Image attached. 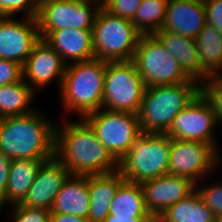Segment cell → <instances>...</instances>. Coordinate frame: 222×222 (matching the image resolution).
Listing matches in <instances>:
<instances>
[{"instance_id":"6da1fadb","label":"cell","mask_w":222,"mask_h":222,"mask_svg":"<svg viewBox=\"0 0 222 222\" xmlns=\"http://www.w3.org/2000/svg\"><path fill=\"white\" fill-rule=\"evenodd\" d=\"M66 120L61 127L56 125L55 157L71 175H103L119 170V161L84 119Z\"/></svg>"},{"instance_id":"7a4b0ae2","label":"cell","mask_w":222,"mask_h":222,"mask_svg":"<svg viewBox=\"0 0 222 222\" xmlns=\"http://www.w3.org/2000/svg\"><path fill=\"white\" fill-rule=\"evenodd\" d=\"M55 124L36 109L29 114L1 118L0 150L11 160H49L55 156Z\"/></svg>"},{"instance_id":"3957f363","label":"cell","mask_w":222,"mask_h":222,"mask_svg":"<svg viewBox=\"0 0 222 222\" xmlns=\"http://www.w3.org/2000/svg\"><path fill=\"white\" fill-rule=\"evenodd\" d=\"M106 61L94 58L66 66L60 88L61 103L80 118L103 108Z\"/></svg>"},{"instance_id":"277c9868","label":"cell","mask_w":222,"mask_h":222,"mask_svg":"<svg viewBox=\"0 0 222 222\" xmlns=\"http://www.w3.org/2000/svg\"><path fill=\"white\" fill-rule=\"evenodd\" d=\"M199 94V82L146 87L138 113L142 133L166 134L174 117Z\"/></svg>"},{"instance_id":"5b68a950","label":"cell","mask_w":222,"mask_h":222,"mask_svg":"<svg viewBox=\"0 0 222 222\" xmlns=\"http://www.w3.org/2000/svg\"><path fill=\"white\" fill-rule=\"evenodd\" d=\"M171 138L167 134L142 133L119 161L125 181L141 184L168 174Z\"/></svg>"},{"instance_id":"8992f818","label":"cell","mask_w":222,"mask_h":222,"mask_svg":"<svg viewBox=\"0 0 222 222\" xmlns=\"http://www.w3.org/2000/svg\"><path fill=\"white\" fill-rule=\"evenodd\" d=\"M141 34L131 20L98 10L92 28L95 58L106 62L133 59Z\"/></svg>"},{"instance_id":"52a82bcc","label":"cell","mask_w":222,"mask_h":222,"mask_svg":"<svg viewBox=\"0 0 222 222\" xmlns=\"http://www.w3.org/2000/svg\"><path fill=\"white\" fill-rule=\"evenodd\" d=\"M132 61L147 87L196 81L183 71L155 35H141Z\"/></svg>"},{"instance_id":"ba28073f","label":"cell","mask_w":222,"mask_h":222,"mask_svg":"<svg viewBox=\"0 0 222 222\" xmlns=\"http://www.w3.org/2000/svg\"><path fill=\"white\" fill-rule=\"evenodd\" d=\"M146 87L132 60L107 62L103 108L138 114Z\"/></svg>"},{"instance_id":"9c48e42d","label":"cell","mask_w":222,"mask_h":222,"mask_svg":"<svg viewBox=\"0 0 222 222\" xmlns=\"http://www.w3.org/2000/svg\"><path fill=\"white\" fill-rule=\"evenodd\" d=\"M99 141L120 161L142 134L138 114L101 108L83 118Z\"/></svg>"},{"instance_id":"30bf717a","label":"cell","mask_w":222,"mask_h":222,"mask_svg":"<svg viewBox=\"0 0 222 222\" xmlns=\"http://www.w3.org/2000/svg\"><path fill=\"white\" fill-rule=\"evenodd\" d=\"M100 8L101 0H41L37 16L39 30H92Z\"/></svg>"},{"instance_id":"8fae6325","label":"cell","mask_w":222,"mask_h":222,"mask_svg":"<svg viewBox=\"0 0 222 222\" xmlns=\"http://www.w3.org/2000/svg\"><path fill=\"white\" fill-rule=\"evenodd\" d=\"M219 165L218 150L213 145L171 138L168 174L200 184L199 181L215 172Z\"/></svg>"},{"instance_id":"7c38bea8","label":"cell","mask_w":222,"mask_h":222,"mask_svg":"<svg viewBox=\"0 0 222 222\" xmlns=\"http://www.w3.org/2000/svg\"><path fill=\"white\" fill-rule=\"evenodd\" d=\"M218 122L208 102L199 93L193 101L181 110L173 119L166 133L170 138L179 140L209 143L218 150L219 163L221 157L218 142L215 141L213 129ZM215 127V128H214Z\"/></svg>"},{"instance_id":"4fadbf2b","label":"cell","mask_w":222,"mask_h":222,"mask_svg":"<svg viewBox=\"0 0 222 222\" xmlns=\"http://www.w3.org/2000/svg\"><path fill=\"white\" fill-rule=\"evenodd\" d=\"M0 16V58L23 66L41 39L37 18Z\"/></svg>"},{"instance_id":"5bb4252c","label":"cell","mask_w":222,"mask_h":222,"mask_svg":"<svg viewBox=\"0 0 222 222\" xmlns=\"http://www.w3.org/2000/svg\"><path fill=\"white\" fill-rule=\"evenodd\" d=\"M66 66L62 57L41 38L22 66V79L34 92L57 79L60 90Z\"/></svg>"},{"instance_id":"9a60e30c","label":"cell","mask_w":222,"mask_h":222,"mask_svg":"<svg viewBox=\"0 0 222 222\" xmlns=\"http://www.w3.org/2000/svg\"><path fill=\"white\" fill-rule=\"evenodd\" d=\"M145 205L153 217H160L178 201L195 191L189 178L166 174L141 183Z\"/></svg>"},{"instance_id":"2e32d148","label":"cell","mask_w":222,"mask_h":222,"mask_svg":"<svg viewBox=\"0 0 222 222\" xmlns=\"http://www.w3.org/2000/svg\"><path fill=\"white\" fill-rule=\"evenodd\" d=\"M69 170L54 156L43 162L24 200L20 203L30 208L50 210Z\"/></svg>"},{"instance_id":"e0dca14e","label":"cell","mask_w":222,"mask_h":222,"mask_svg":"<svg viewBox=\"0 0 222 222\" xmlns=\"http://www.w3.org/2000/svg\"><path fill=\"white\" fill-rule=\"evenodd\" d=\"M40 37L46 41L63 59L71 63L95 58L92 30L63 28L58 30H39Z\"/></svg>"},{"instance_id":"ac0fdd59","label":"cell","mask_w":222,"mask_h":222,"mask_svg":"<svg viewBox=\"0 0 222 222\" xmlns=\"http://www.w3.org/2000/svg\"><path fill=\"white\" fill-rule=\"evenodd\" d=\"M206 24L204 0H169L161 29L195 39Z\"/></svg>"},{"instance_id":"d6986e66","label":"cell","mask_w":222,"mask_h":222,"mask_svg":"<svg viewBox=\"0 0 222 222\" xmlns=\"http://www.w3.org/2000/svg\"><path fill=\"white\" fill-rule=\"evenodd\" d=\"M119 171L88 175V192L90 196L89 222H102L109 215V209L118 187L124 182Z\"/></svg>"},{"instance_id":"ffe728a7","label":"cell","mask_w":222,"mask_h":222,"mask_svg":"<svg viewBox=\"0 0 222 222\" xmlns=\"http://www.w3.org/2000/svg\"><path fill=\"white\" fill-rule=\"evenodd\" d=\"M89 208L88 176L70 175L58 192L50 212L87 219Z\"/></svg>"},{"instance_id":"44dd1931","label":"cell","mask_w":222,"mask_h":222,"mask_svg":"<svg viewBox=\"0 0 222 222\" xmlns=\"http://www.w3.org/2000/svg\"><path fill=\"white\" fill-rule=\"evenodd\" d=\"M46 160L13 159L10 165L6 194L0 199V211L7 206L20 204L27 195L35 176ZM1 213V212H0Z\"/></svg>"},{"instance_id":"7402d4cb","label":"cell","mask_w":222,"mask_h":222,"mask_svg":"<svg viewBox=\"0 0 222 222\" xmlns=\"http://www.w3.org/2000/svg\"><path fill=\"white\" fill-rule=\"evenodd\" d=\"M155 36L178 61L183 71L193 80L201 82V64L196 41L178 33L160 29Z\"/></svg>"},{"instance_id":"603a6c76","label":"cell","mask_w":222,"mask_h":222,"mask_svg":"<svg viewBox=\"0 0 222 222\" xmlns=\"http://www.w3.org/2000/svg\"><path fill=\"white\" fill-rule=\"evenodd\" d=\"M201 64V81L222 75V34L206 24L195 37Z\"/></svg>"},{"instance_id":"cb8c5ba5","label":"cell","mask_w":222,"mask_h":222,"mask_svg":"<svg viewBox=\"0 0 222 222\" xmlns=\"http://www.w3.org/2000/svg\"><path fill=\"white\" fill-rule=\"evenodd\" d=\"M110 215L131 217H153L145 205L141 184L124 181L112 199Z\"/></svg>"},{"instance_id":"d4e9b609","label":"cell","mask_w":222,"mask_h":222,"mask_svg":"<svg viewBox=\"0 0 222 222\" xmlns=\"http://www.w3.org/2000/svg\"><path fill=\"white\" fill-rule=\"evenodd\" d=\"M35 92L21 79L16 83L0 87V119L11 116H21L33 112L30 103Z\"/></svg>"},{"instance_id":"484cf974","label":"cell","mask_w":222,"mask_h":222,"mask_svg":"<svg viewBox=\"0 0 222 222\" xmlns=\"http://www.w3.org/2000/svg\"><path fill=\"white\" fill-rule=\"evenodd\" d=\"M160 218L164 222H215L214 213L196 190L187 198L171 205Z\"/></svg>"},{"instance_id":"4316f807","label":"cell","mask_w":222,"mask_h":222,"mask_svg":"<svg viewBox=\"0 0 222 222\" xmlns=\"http://www.w3.org/2000/svg\"><path fill=\"white\" fill-rule=\"evenodd\" d=\"M169 0H142L132 20L141 35H155L165 20Z\"/></svg>"},{"instance_id":"83f0119b","label":"cell","mask_w":222,"mask_h":222,"mask_svg":"<svg viewBox=\"0 0 222 222\" xmlns=\"http://www.w3.org/2000/svg\"><path fill=\"white\" fill-rule=\"evenodd\" d=\"M199 93L215 113L218 125L222 123V75L209 76L199 83Z\"/></svg>"},{"instance_id":"f1b7e54d","label":"cell","mask_w":222,"mask_h":222,"mask_svg":"<svg viewBox=\"0 0 222 222\" xmlns=\"http://www.w3.org/2000/svg\"><path fill=\"white\" fill-rule=\"evenodd\" d=\"M41 0H0V16H13L21 11L25 17L37 18Z\"/></svg>"},{"instance_id":"f546056e","label":"cell","mask_w":222,"mask_h":222,"mask_svg":"<svg viewBox=\"0 0 222 222\" xmlns=\"http://www.w3.org/2000/svg\"><path fill=\"white\" fill-rule=\"evenodd\" d=\"M142 0H101V7L109 14L133 20Z\"/></svg>"},{"instance_id":"4dcf8cb0","label":"cell","mask_w":222,"mask_h":222,"mask_svg":"<svg viewBox=\"0 0 222 222\" xmlns=\"http://www.w3.org/2000/svg\"><path fill=\"white\" fill-rule=\"evenodd\" d=\"M195 190L215 216L222 214V182L203 187L195 184Z\"/></svg>"},{"instance_id":"1f68e13d","label":"cell","mask_w":222,"mask_h":222,"mask_svg":"<svg viewBox=\"0 0 222 222\" xmlns=\"http://www.w3.org/2000/svg\"><path fill=\"white\" fill-rule=\"evenodd\" d=\"M13 222H50V210L43 208H30L22 204L12 205Z\"/></svg>"},{"instance_id":"d6a6232c","label":"cell","mask_w":222,"mask_h":222,"mask_svg":"<svg viewBox=\"0 0 222 222\" xmlns=\"http://www.w3.org/2000/svg\"><path fill=\"white\" fill-rule=\"evenodd\" d=\"M22 79V66L11 60L0 58V87Z\"/></svg>"},{"instance_id":"836d02e7","label":"cell","mask_w":222,"mask_h":222,"mask_svg":"<svg viewBox=\"0 0 222 222\" xmlns=\"http://www.w3.org/2000/svg\"><path fill=\"white\" fill-rule=\"evenodd\" d=\"M206 22L222 34V0H204Z\"/></svg>"},{"instance_id":"e575fe53","label":"cell","mask_w":222,"mask_h":222,"mask_svg":"<svg viewBox=\"0 0 222 222\" xmlns=\"http://www.w3.org/2000/svg\"><path fill=\"white\" fill-rule=\"evenodd\" d=\"M12 160L0 150V199L6 194Z\"/></svg>"},{"instance_id":"d590c367","label":"cell","mask_w":222,"mask_h":222,"mask_svg":"<svg viewBox=\"0 0 222 222\" xmlns=\"http://www.w3.org/2000/svg\"><path fill=\"white\" fill-rule=\"evenodd\" d=\"M50 222H89L88 219L72 214L51 213Z\"/></svg>"},{"instance_id":"8d00e7d4","label":"cell","mask_w":222,"mask_h":222,"mask_svg":"<svg viewBox=\"0 0 222 222\" xmlns=\"http://www.w3.org/2000/svg\"><path fill=\"white\" fill-rule=\"evenodd\" d=\"M153 217H131V216H117L108 215L102 222H148Z\"/></svg>"},{"instance_id":"74e56055","label":"cell","mask_w":222,"mask_h":222,"mask_svg":"<svg viewBox=\"0 0 222 222\" xmlns=\"http://www.w3.org/2000/svg\"><path fill=\"white\" fill-rule=\"evenodd\" d=\"M148 222H164L160 217H153Z\"/></svg>"},{"instance_id":"f35d334b","label":"cell","mask_w":222,"mask_h":222,"mask_svg":"<svg viewBox=\"0 0 222 222\" xmlns=\"http://www.w3.org/2000/svg\"><path fill=\"white\" fill-rule=\"evenodd\" d=\"M215 222H222V214L215 216Z\"/></svg>"}]
</instances>
